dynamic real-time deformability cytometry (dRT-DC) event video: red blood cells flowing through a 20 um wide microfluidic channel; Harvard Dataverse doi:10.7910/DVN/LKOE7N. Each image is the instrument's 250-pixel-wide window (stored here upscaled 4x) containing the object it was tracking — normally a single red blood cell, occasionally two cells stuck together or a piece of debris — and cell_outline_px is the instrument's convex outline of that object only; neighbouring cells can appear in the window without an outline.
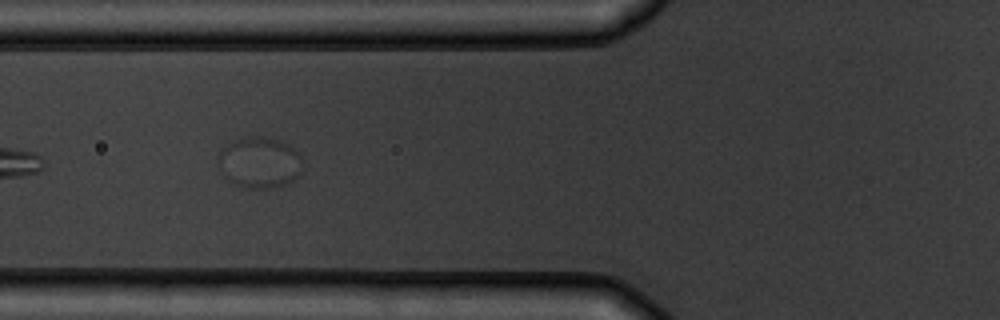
{"species": "common noctule bat (a hibernating species)", "species_latin": "Nyctalus noctula", "temperature_condition": "warm", "stored_images_in_passage": 7, "camera_frame_rate_fps": 3000, "um_per_image_px": 0.085, "animal": {"sex": "male", "body_mass_g": 19.5, "forearm_length_mm": 54.6}, "frame": {"image": 1, "passage_image": 3, "time_ms": 2.333, "image_size_px": [1000, 320], "cell_outline_px": [[300, 172], [292, 180], [276, 188], [252, 188], [232, 184], [220, 172], [216, 156], [220, 148], [236, 140], [248, 136], [264, 136], [288, 144], [300, 156]], "centroid_in_image_um": [21.97, 13.81], "position_along_channel_um": 103.8, "area_um2": 25.09}}
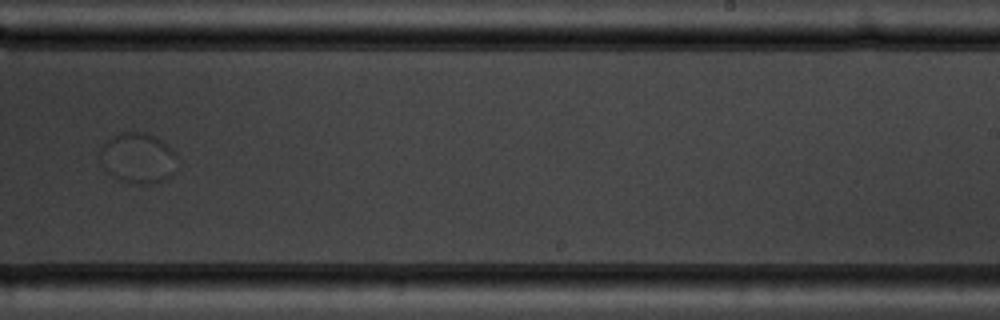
{"frame": {"image": 2, "passage_image": 7, "time_ms": 7.0, "image_size_px": [1000, 320], "cell_outline_px": [[176, 172], [172, 176], [152, 184], [136, 184], [120, 180], [112, 176], [100, 164], [100, 148], [112, 136], [120, 132], [144, 132], [156, 136], [168, 144], [176, 156]], "centroid_in_image_um": [11.73, 13.44], "position_along_channel_um": 277.3, "area_um2": 23.0}}